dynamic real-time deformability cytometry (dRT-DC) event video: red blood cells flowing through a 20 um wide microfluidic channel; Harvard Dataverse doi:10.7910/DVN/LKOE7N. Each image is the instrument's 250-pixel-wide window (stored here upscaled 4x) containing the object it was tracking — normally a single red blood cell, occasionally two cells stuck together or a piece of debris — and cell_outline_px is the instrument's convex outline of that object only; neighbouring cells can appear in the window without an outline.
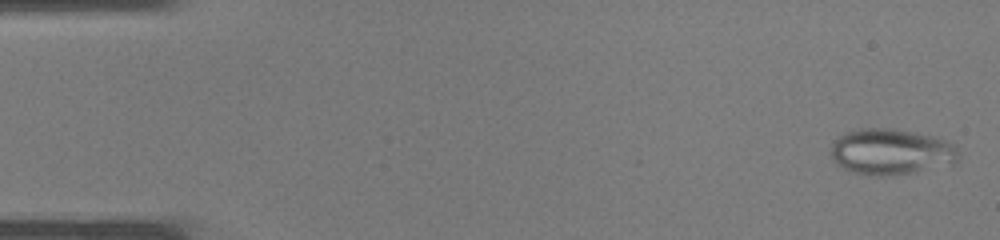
{"species": "common noctule bat (a hibernating species)", "species_latin": "Nyctalus noctula", "temperature_condition": "warm", "stored_images_in_passage": 37, "camera_frame_rate_fps": 3000, "um_per_image_px": 0.085, "animal": {"sex": "male", "body_mass_g": 19.0, "forearm_length_mm": 50.8}, "frame": {"image": 1, "passage_image": 1, "time_ms": 0.0, "image_size_px": [1000, 240], "cell_outline_px": [[960, 156], [952, 160], [916, 172], [888, 176], [876, 176], [848, 172], [836, 164], [832, 156], [832, 144], [840, 136], [848, 132], [860, 128], [892, 128], [916, 132], [932, 136], [956, 144]], "centroid_in_image_um": [75.68, 12.89], "position_along_channel_um": 9.3, "area_um2": 33.81}}
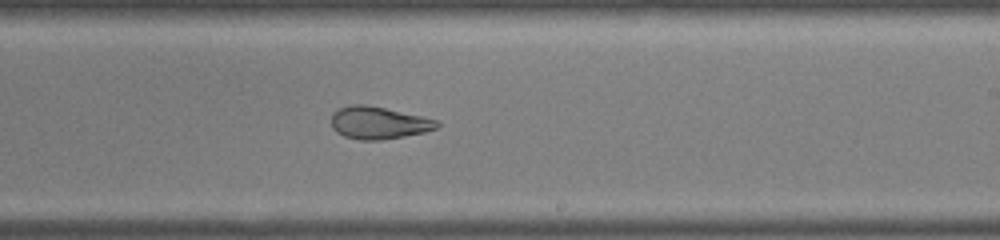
{"frame": {"image": 2, "passage_image": 22, "time_ms": 7.0, "image_size_px": [1000, 240], "cell_outline_px": [[440, 124], [436, 128], [424, 132], [404, 136], [380, 140], [360, 140], [344, 136], [336, 132], [332, 128], [332, 112], [340, 108], [352, 104], [364, 104], [384, 108], [420, 116], [436, 120]], "centroid_in_image_um": [32.13, 10.44], "position_along_channel_um": 256.9, "area_um2": 19.71}}
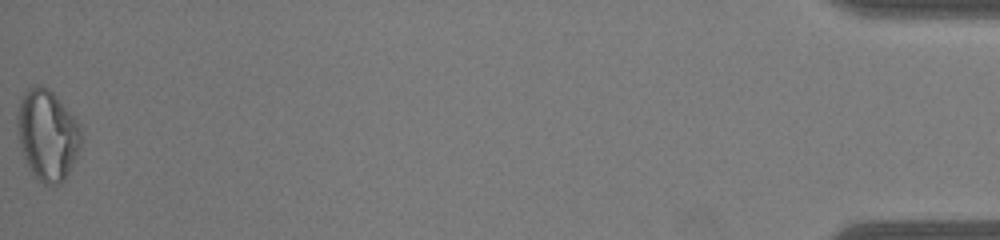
{"frame": {"image": 3, "passage_image": 37, "time_ms": 12.0, "image_size_px": [1000, 240], "cell_outline_px": [[80, 144], [76, 156], [64, 180], [60, 184], [44, 184], [32, 172], [24, 156], [20, 144], [16, 124], [16, 116], [20, 100], [24, 92], [28, 88], [40, 84], [48, 88], [52, 92], [80, 124]], "centroid_in_image_um": [4.0, 11.44], "position_along_channel_um": 431.2, "area_um2": 33.18}}